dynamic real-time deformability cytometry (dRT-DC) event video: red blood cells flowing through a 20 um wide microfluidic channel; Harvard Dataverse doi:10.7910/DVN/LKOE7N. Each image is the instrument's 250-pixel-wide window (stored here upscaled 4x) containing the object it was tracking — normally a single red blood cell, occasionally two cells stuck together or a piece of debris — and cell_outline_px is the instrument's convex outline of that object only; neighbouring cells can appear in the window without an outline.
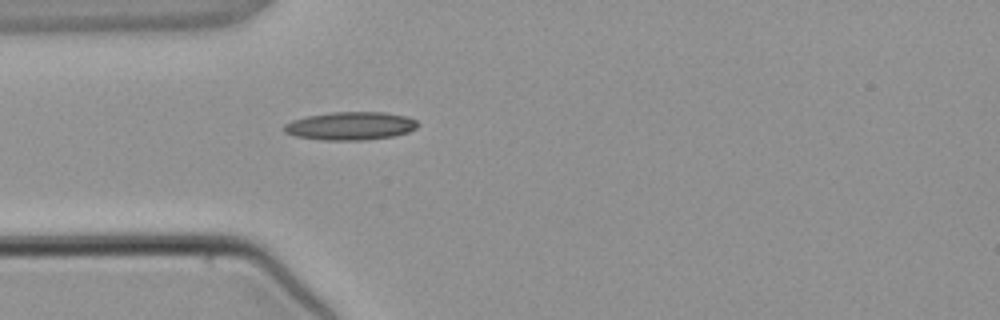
{"species": "common noctule bat (a hibernating species)", "species_latin": "Nyctalus noctula", "temperature_condition": "warm", "stored_images_in_passage": 1, "camera_frame_rate_fps": 3000, "um_per_image_px": 0.085, "animal": {"sex": "male", "body_mass_g": 21.5, "forearm_length_mm": 52.0}, "frame": {"image": 1, "passage_image": 1, "time_ms": 0.0, "image_size_px": [1000, 320], "cell_outline_px": [[420, 124], [416, 128], [408, 132], [392, 136], [364, 140], [324, 140], [296, 136], [284, 132], [284, 124], [292, 120], [308, 116], [332, 112], [384, 112], [408, 116], [416, 120]], "centroid_in_image_um": [29.82, 10.7], "position_along_channel_um": 55.2, "area_um2": 21.91}}